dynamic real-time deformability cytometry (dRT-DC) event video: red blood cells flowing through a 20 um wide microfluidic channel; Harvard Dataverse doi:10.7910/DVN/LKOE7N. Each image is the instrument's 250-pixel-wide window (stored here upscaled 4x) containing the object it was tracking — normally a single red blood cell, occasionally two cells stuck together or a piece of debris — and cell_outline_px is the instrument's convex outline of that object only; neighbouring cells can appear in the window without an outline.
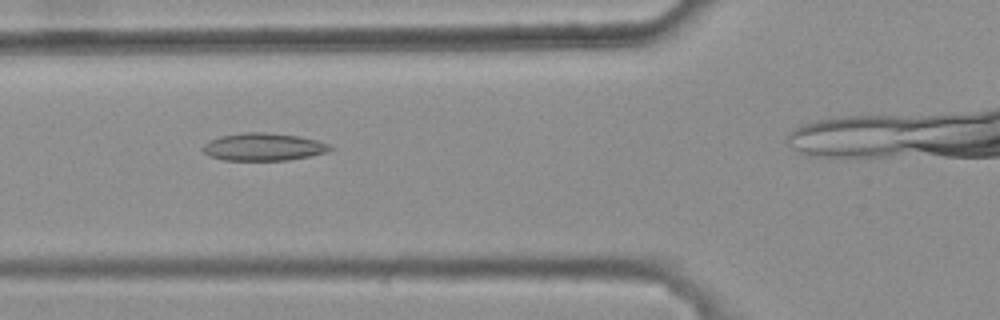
{"species": "common noctule bat (a hibernating species)", "species_latin": "Nyctalus noctula", "temperature_condition": "warm", "stored_images_in_passage": 9, "camera_frame_rate_fps": 3000, "um_per_image_px": 0.085, "animal": {"sex": "female", "body_mass_g": 25.1}, "frame": {"image": 1, "passage_image": 4, "time_ms": 1.0, "image_size_px": [1000, 320], "cell_outline_px": [[332, 148], [328, 152], [312, 156], [288, 160], [224, 160], [208, 156], [200, 148], [208, 140], [220, 136], [244, 132], [264, 132], [296, 136], [316, 140], [328, 144]], "centroid_in_image_um": [22.34, 12.49], "position_along_channel_um": 103.5, "area_um2": 20.52}}
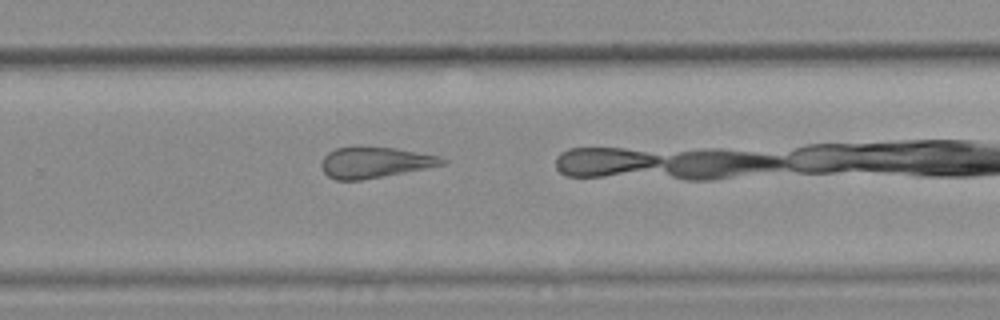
{"frame": {"image": 2, "passage_image": 9, "time_ms": 2.667, "image_size_px": [1000, 320], "cell_outline_px": [[448, 160], [444, 164], [424, 168], [360, 180], [336, 180], [328, 176], [324, 172], [320, 164], [324, 156], [328, 152], [336, 148], [356, 144], [360, 144], [396, 148], [440, 156]], "centroid_in_image_um": [31.8, 13.76], "position_along_channel_um": 298.0, "area_um2": 22.08}}